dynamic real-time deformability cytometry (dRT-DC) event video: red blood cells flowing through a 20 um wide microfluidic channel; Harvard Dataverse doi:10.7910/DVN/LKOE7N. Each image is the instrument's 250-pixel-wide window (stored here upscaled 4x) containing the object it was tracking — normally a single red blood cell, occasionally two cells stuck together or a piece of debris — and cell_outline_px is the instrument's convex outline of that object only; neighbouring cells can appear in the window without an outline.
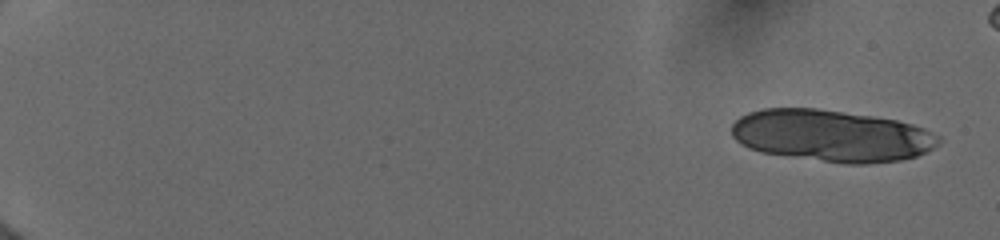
{"species": "human", "species_latin": "Homo sapiens", "temperature_condition": "cold", "stored_images_in_passage": 19, "camera_frame_rate_fps": 3000, "um_per_image_px": 0.085, "donor": {"sex": "female"}, "frame": {"image": 1, "passage_image": 1, "time_ms": 0.0, "image_size_px": [1000, 240], "cell_outline_px": [[940, 140], [932, 148], [916, 156], [900, 160], [868, 164], [844, 164], [760, 152], [748, 148], [736, 140], [732, 136], [732, 124], [740, 116], [748, 112], [764, 108], [816, 108], [872, 116], [896, 120], [912, 124], [924, 128], [940, 136]], "centroid_in_image_um": [70.66, 11.54], "position_along_channel_um": 14.3, "area_um2": 62.54}}